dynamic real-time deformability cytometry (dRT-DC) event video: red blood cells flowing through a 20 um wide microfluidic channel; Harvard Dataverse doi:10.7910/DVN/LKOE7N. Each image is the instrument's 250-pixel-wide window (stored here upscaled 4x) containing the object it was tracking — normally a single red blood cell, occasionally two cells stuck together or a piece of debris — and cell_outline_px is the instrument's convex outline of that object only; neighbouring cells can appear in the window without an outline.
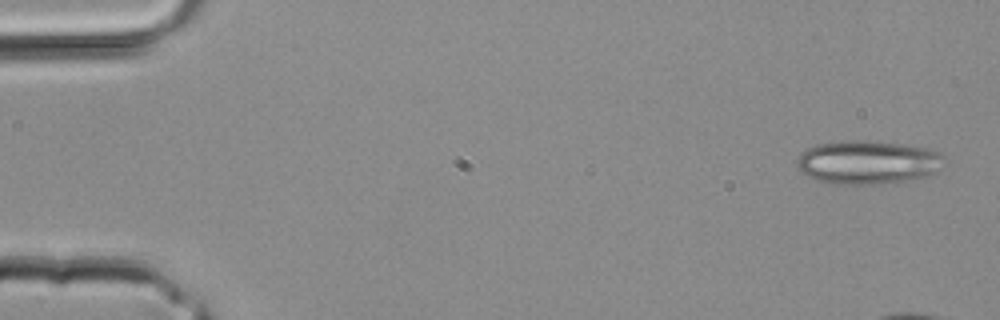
{"species": "common noctule bat (a hibernating species)", "species_latin": "Nyctalus noctula", "temperature_condition": "room temperature", "stored_images_in_passage": 3, "segment_of_instrument_passage": [2, 2], "camera_frame_rate_fps": 3000, "um_per_image_px": 0.085, "animal": {"sex": "male", "body_mass_g": 20.4}, "frame": {"image": 1, "passage_image": 3, "time_ms": 0.667, "image_size_px": [1000, 320], "cell_outline_px": [[944, 156], [936, 172], [928, 176], [912, 180], [876, 184], [832, 184], [816, 180], [800, 172], [796, 164], [796, 160], [808, 148], [816, 144], [840, 140], [872, 140], [904, 144], [924, 148], [940, 152]], "centroid_in_image_um": [73.73, 13.79], "position_along_channel_um": 11.3, "area_um2": 37.69}}